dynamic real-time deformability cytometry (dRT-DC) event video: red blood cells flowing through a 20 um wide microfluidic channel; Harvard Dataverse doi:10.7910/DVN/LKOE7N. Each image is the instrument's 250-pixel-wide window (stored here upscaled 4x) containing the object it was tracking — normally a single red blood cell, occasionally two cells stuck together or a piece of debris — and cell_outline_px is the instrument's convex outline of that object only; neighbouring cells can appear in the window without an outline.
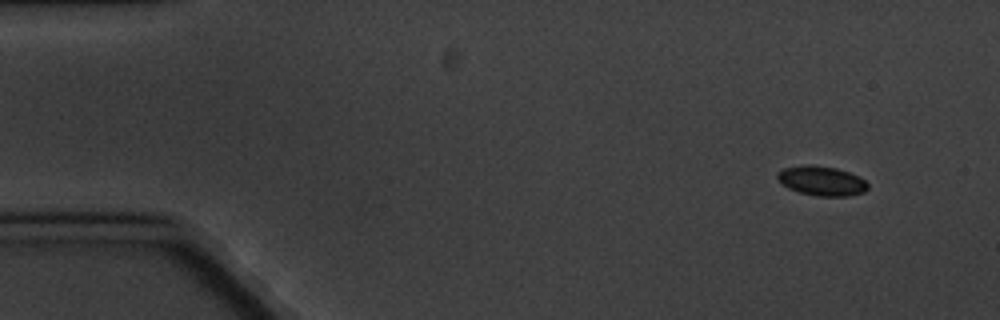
{"species": "common noctule bat (a hibernating species)", "species_latin": "Nyctalus noctula", "temperature_condition": "cold", "stored_images_in_passage": 4, "camera_frame_rate_fps": 3000, "um_per_image_px": 0.085, "animal": {"sex": "male", "body_mass_g": 20.1, "forearm_length_mm": 53.5}, "frame": {"image": 1, "passage_image": 1, "time_ms": 0.0, "image_size_px": [1000, 320], "cell_outline_px": [[868, 188], [864, 192], [848, 196], [816, 196], [800, 192], [788, 188], [776, 176], [776, 172], [784, 168], [804, 164], [812, 164], [836, 168], [860, 176], [868, 184]], "centroid_in_image_um": [69.85, 15.36], "position_along_channel_um": 15.2, "area_um2": 15.61}}